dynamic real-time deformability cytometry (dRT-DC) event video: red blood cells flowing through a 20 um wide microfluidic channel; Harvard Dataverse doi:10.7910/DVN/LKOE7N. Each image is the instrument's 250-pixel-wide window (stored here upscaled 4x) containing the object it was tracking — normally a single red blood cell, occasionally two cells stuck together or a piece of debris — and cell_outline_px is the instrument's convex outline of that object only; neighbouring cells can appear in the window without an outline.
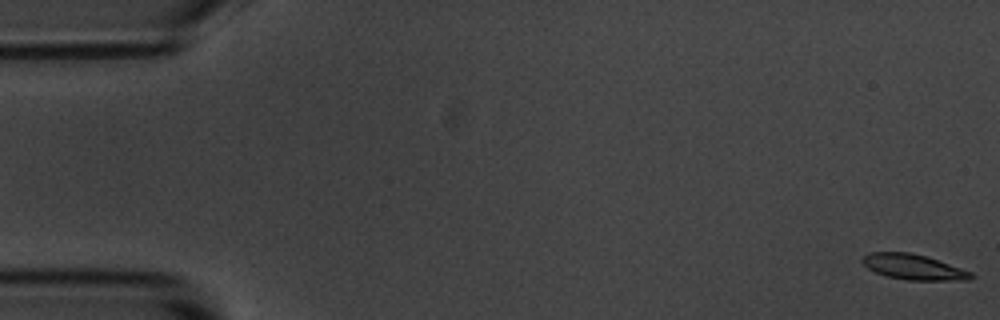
{"species": "common noctule bat (a hibernating species)", "species_latin": "Nyctalus noctula", "temperature_condition": "room temperature", "stored_images_in_passage": 6, "camera_frame_rate_fps": 3000, "um_per_image_px": 0.085, "animal": {"sex": "male", "body_mass_g": 20.1, "forearm_length_mm": 53.5}, "frame": {"image": 1, "passage_image": 1, "time_ms": 0.0, "image_size_px": [1000, 320], "cell_outline_px": [[976, 276], [968, 280], [908, 280], [888, 276], [876, 272], [868, 268], [860, 260], [868, 252], [912, 252], [972, 272]], "centroid_in_image_um": [77.63, 22.69], "position_along_channel_um": 7.4, "area_um2": 15.84}}